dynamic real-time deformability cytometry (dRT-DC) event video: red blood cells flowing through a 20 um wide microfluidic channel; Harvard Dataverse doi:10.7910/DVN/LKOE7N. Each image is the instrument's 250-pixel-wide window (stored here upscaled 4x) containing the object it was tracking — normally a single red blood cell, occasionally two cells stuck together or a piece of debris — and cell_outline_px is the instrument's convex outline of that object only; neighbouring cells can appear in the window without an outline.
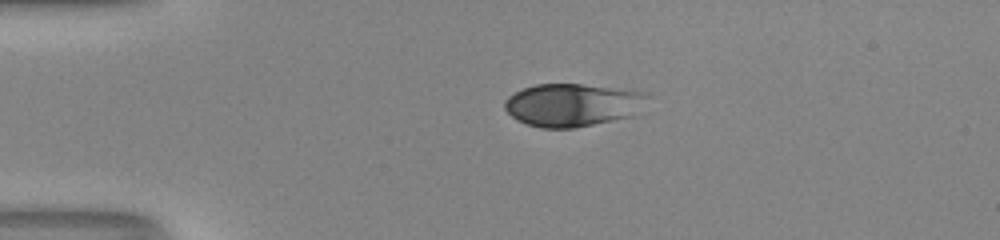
{"species": "human", "species_latin": "Homo sapiens", "temperature_condition": "room temperature", "stored_images_in_passage": 40, "camera_frame_rate_fps": 3000, "um_per_image_px": 0.085, "donor": {"sex": "male"}, "frame": {"image": 1, "passage_image": 1, "time_ms": 0.0, "image_size_px": [1000, 240], "cell_outline_px": [[648, 96], [636, 116], [576, 128], [540, 128], [516, 120], [504, 108], [504, 100], [508, 96], [524, 88], [536, 84], [580, 84], [648, 92]], "centroid_in_image_um": [48.68, 8.93], "position_along_channel_um": 36.3, "area_um2": 35.89}}
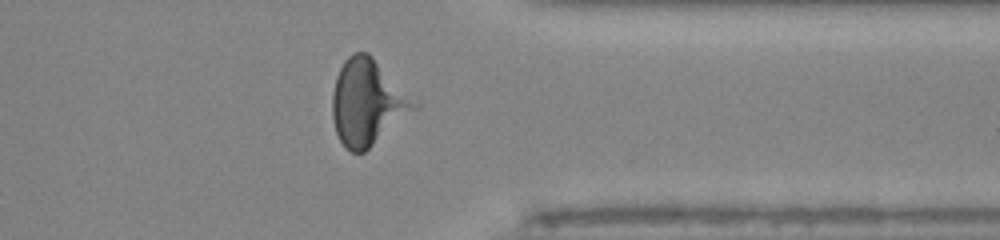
{"frame": {"image": 2, "passage_image": 30, "time_ms": 9.667, "image_size_px": [1000, 240], "cell_outline_px": [[420, 108], [364, 152], [352, 152], [344, 148], [336, 132], [332, 120], [332, 92], [336, 76], [344, 60], [352, 52], [368, 52], [420, 104]], "centroid_in_image_um": [31.25, 8.71], "position_along_channel_um": 380.2, "area_um2": 41.27}}
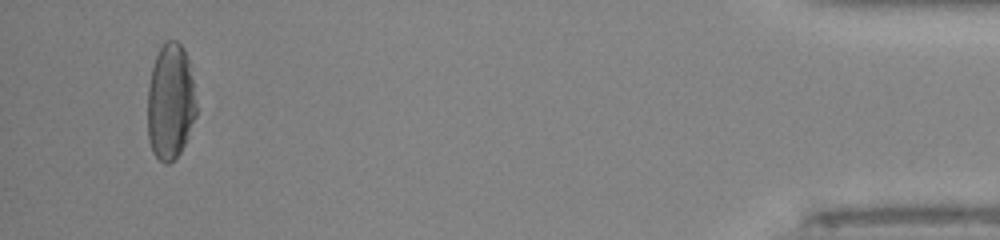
{"frame": {"image": 3, "passage_image": 38, "time_ms": 12.333, "image_size_px": [1000, 240], "cell_outline_px": [[196, 116], [188, 136], [180, 152], [168, 164], [164, 164], [152, 152], [148, 140], [148, 84], [152, 68], [156, 56], [164, 40], [176, 40], [184, 48], [188, 60], [192, 80], [196, 108]], "centroid_in_image_um": [14.47, 8.65], "position_along_channel_um": 420.7, "area_um2": 32.89}}